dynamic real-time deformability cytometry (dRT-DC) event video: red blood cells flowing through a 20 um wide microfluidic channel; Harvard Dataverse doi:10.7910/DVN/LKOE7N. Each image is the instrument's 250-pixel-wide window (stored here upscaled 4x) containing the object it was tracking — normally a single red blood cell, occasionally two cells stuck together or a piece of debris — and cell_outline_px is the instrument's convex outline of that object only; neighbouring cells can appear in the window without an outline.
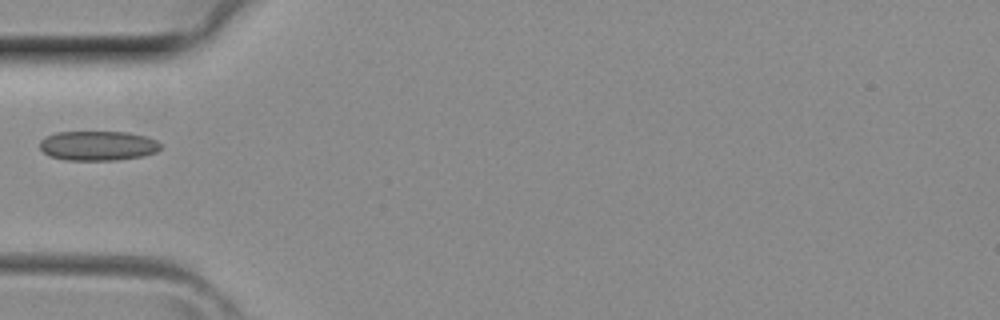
{"species": "common noctule bat (a hibernating species)", "species_latin": "Nyctalus noctula", "temperature_condition": "room temperature", "stored_images_in_passage": 4, "camera_frame_rate_fps": 3000, "um_per_image_px": 0.085, "animal": {"sex": "female", "body_mass_g": 29.2, "forearm_length_mm": 56.3}, "frame": {"image": 1, "passage_image": 4, "time_ms": 1.0, "image_size_px": [1000, 320], "cell_outline_px": [[160, 148], [156, 152], [140, 156], [116, 160], [64, 160], [48, 156], [40, 148], [40, 140], [44, 136], [56, 132], [128, 132], [148, 136], [156, 140], [160, 144]], "centroid_in_image_um": [8.29, 12.38], "position_along_channel_um": 76.7, "area_um2": 20.98}}